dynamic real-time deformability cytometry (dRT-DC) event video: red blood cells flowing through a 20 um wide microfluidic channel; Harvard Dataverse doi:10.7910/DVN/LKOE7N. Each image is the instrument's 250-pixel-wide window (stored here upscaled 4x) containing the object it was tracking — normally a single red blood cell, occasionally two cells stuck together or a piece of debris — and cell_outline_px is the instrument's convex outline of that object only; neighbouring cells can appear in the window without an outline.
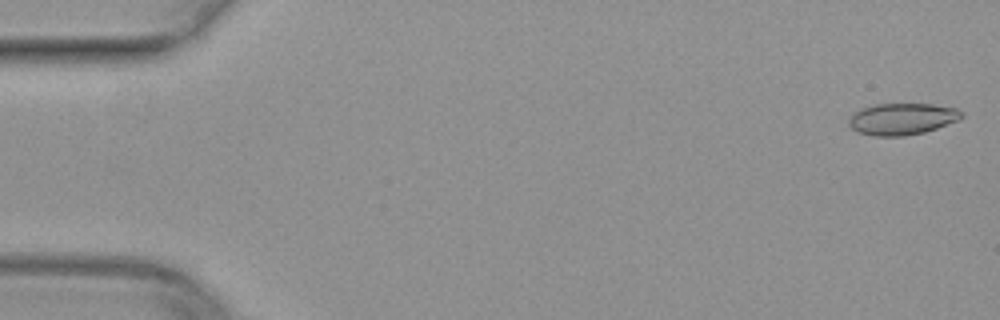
{"species": "common noctule bat (a hibernating species)", "species_latin": "Nyctalus noctula", "temperature_condition": "warm", "stored_images_in_passage": 41, "camera_frame_rate_fps": 3000, "um_per_image_px": 0.085, "animal": {"sex": "female", "body_mass_g": 29.2, "forearm_length_mm": 56.3}, "frame": {"image": 1, "passage_image": 1, "time_ms": 0.0, "image_size_px": [1000, 320], "cell_outline_px": [[964, 116], [960, 120], [924, 132], [904, 136], [872, 136], [856, 132], [848, 124], [848, 116], [860, 108], [876, 104], [932, 104], [956, 108], [964, 112]], "centroid_in_image_um": [76.66, 10.11], "position_along_channel_um": 8.3, "area_um2": 21.1}}
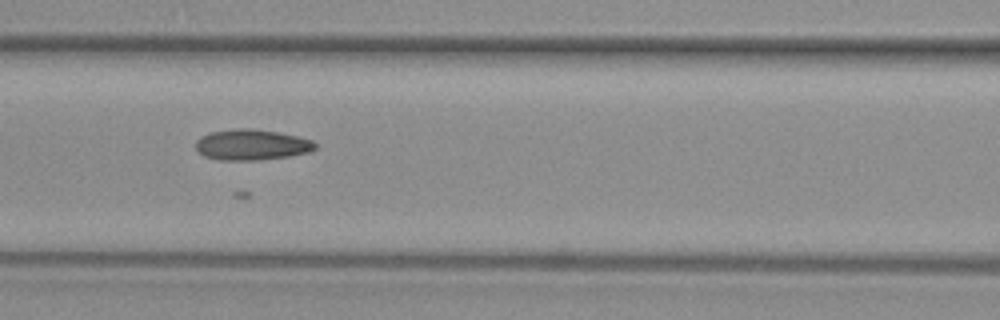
{"frame": {"image": 2, "passage_image": 22, "time_ms": 7.0, "image_size_px": [1000, 320], "cell_outline_px": [[316, 148], [308, 152], [288, 156], [256, 160], [220, 160], [204, 156], [196, 148], [196, 140], [200, 136], [208, 132], [236, 128], [252, 128], [276, 132], [296, 136], [312, 140], [316, 144]], "centroid_in_image_um": [21.35, 12.29], "position_along_channel_um": 145.3, "area_um2": 21.33}}
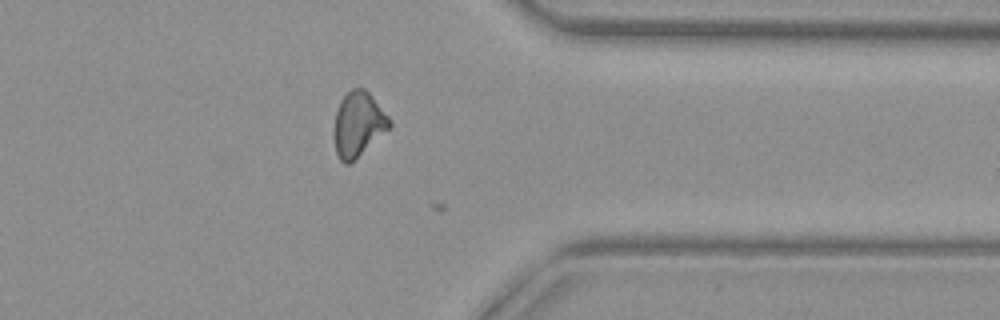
{"frame": {"image": 3, "passage_image": 40, "time_ms": 13.0, "image_size_px": [1000, 320], "cell_outline_px": [[392, 124], [388, 128], [348, 164], [344, 164], [340, 160], [336, 152], [336, 112], [340, 100], [352, 88], [364, 88], [372, 96], [392, 120]], "centroid_in_image_um": [30.47, 10.51], "position_along_channel_um": 380.9, "area_um2": 20.0}}